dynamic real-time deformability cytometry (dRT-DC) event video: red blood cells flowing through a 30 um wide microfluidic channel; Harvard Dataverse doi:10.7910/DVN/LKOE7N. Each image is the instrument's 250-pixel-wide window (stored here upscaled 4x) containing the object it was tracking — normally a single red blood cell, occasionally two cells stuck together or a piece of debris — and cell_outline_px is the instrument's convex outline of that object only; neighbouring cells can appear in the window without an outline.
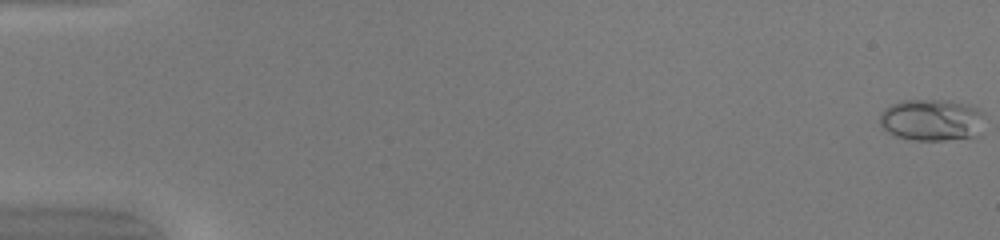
{"species": "common noctule bat (a hibernating species)", "species_latin": "Nyctalus noctula", "temperature_condition": "warm", "stored_images_in_passage": 50, "camera_frame_rate_fps": 3000, "um_per_image_px": 0.085, "animal": {"sex": "female", "body_mass_g": 20.0, "forearm_length_mm": 54.0}, "frame": {"image": 1, "passage_image": 1, "time_ms": 0.0, "image_size_px": [1000, 240], "cell_outline_px": [[984, 112], [980, 136], [972, 140], [916, 140], [896, 136], [888, 132], [880, 124], [880, 116], [884, 108], [900, 100], [948, 100], [968, 104], [980, 108]], "centroid_in_image_um": [79.28, 10.21], "position_along_channel_um": 5.7, "area_um2": 26.24}}
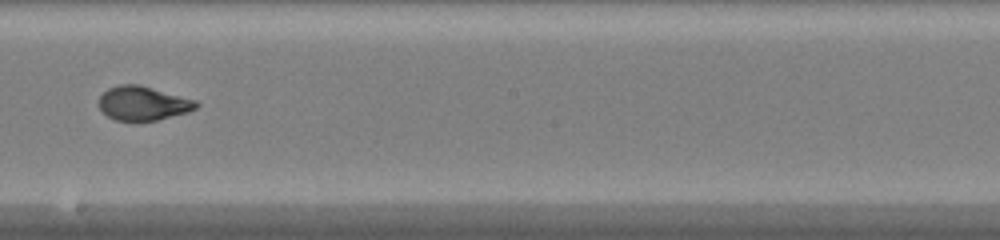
{"frame": {"image": 2, "passage_image": 30, "time_ms": 9.667, "image_size_px": [1000, 240], "cell_outline_px": [[200, 104], [196, 108], [188, 112], [156, 120], [116, 120], [108, 116], [100, 108], [100, 96], [108, 88], [120, 84], [140, 84], [196, 100]], "centroid_in_image_um": [12.18, 8.76], "position_along_channel_um": 236.0, "area_um2": 19.13}}
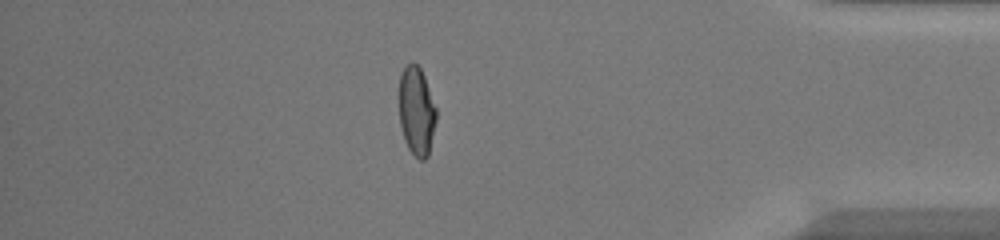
{"frame": {"image": 3, "passage_image": 44, "time_ms": 14.333, "image_size_px": [1000, 240], "cell_outline_px": [[436, 120], [428, 156], [424, 160], [420, 160], [408, 148], [404, 140], [400, 124], [400, 76], [404, 68], [412, 60], [420, 68], [424, 76], [436, 108]], "centroid_in_image_um": [35.41, 9.45], "position_along_channel_um": 399.8, "area_um2": 18.96}, "authors_computed_cell_mechanics": {"area_um2": 19.7676, "velocity_mm_per_s": 4.2156, "shape_relaxation_time_tau1_ms": 5.7552, "shape_relaxation_time_tau2_ms": null, "deformation_change_tau1": 0.2442, "deformation_change_tau2": null}}